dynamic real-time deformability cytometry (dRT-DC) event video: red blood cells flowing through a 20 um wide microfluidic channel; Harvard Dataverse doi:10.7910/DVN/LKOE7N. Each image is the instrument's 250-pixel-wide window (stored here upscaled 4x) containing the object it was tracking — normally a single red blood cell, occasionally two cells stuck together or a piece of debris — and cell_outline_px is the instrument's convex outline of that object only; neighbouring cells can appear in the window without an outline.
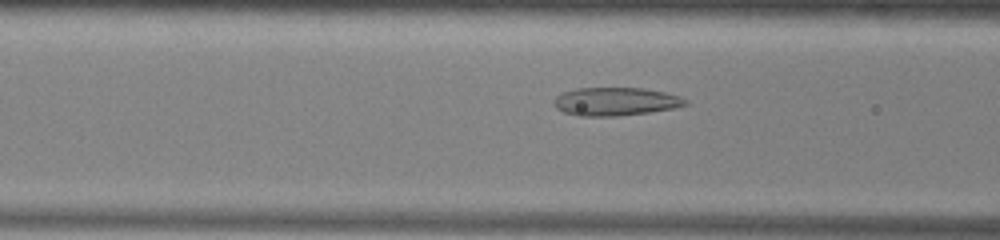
{"species": "common noctule bat (a hibernating species)", "species_latin": "Nyctalus noctula", "temperature_condition": "warm", "stored_images_in_passage": 26, "camera_frame_rate_fps": 3000, "um_per_image_px": 0.085, "animal": {"sex": "male", "body_mass_g": 13.0, "forearm_length_mm": 53.1}, "frame": {"image": 1, "passage_image": 4, "time_ms": 1.0, "image_size_px": [1000, 240], "cell_outline_px": [[688, 104], [672, 108], [648, 112], [616, 116], [576, 116], [564, 112], [556, 108], [552, 104], [552, 100], [556, 96], [564, 92], [576, 88], [644, 88], [664, 92], [680, 96], [688, 100]], "centroid_in_image_um": [52.28, 8.63], "position_along_channel_um": 114.3, "area_um2": 21.68}}
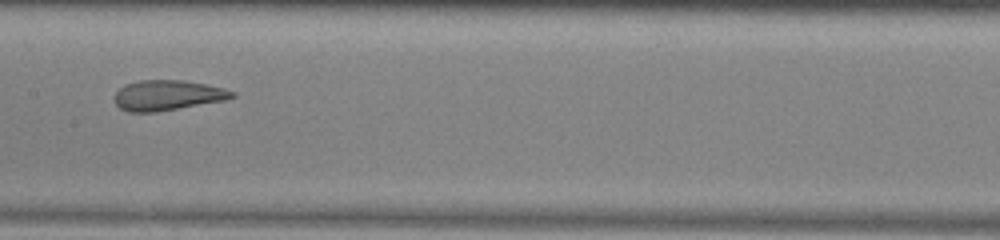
{"frame": {"image": 2, "passage_image": 10, "time_ms": 3.0, "image_size_px": [1000, 240], "cell_outline_px": [[236, 96], [224, 100], [156, 112], [128, 112], [120, 108], [116, 104], [116, 92], [124, 84], [140, 80], [184, 80], [224, 88], [236, 92]], "centroid_in_image_um": [14.24, 8.09], "position_along_channel_um": 193.2, "area_um2": 20.58}}
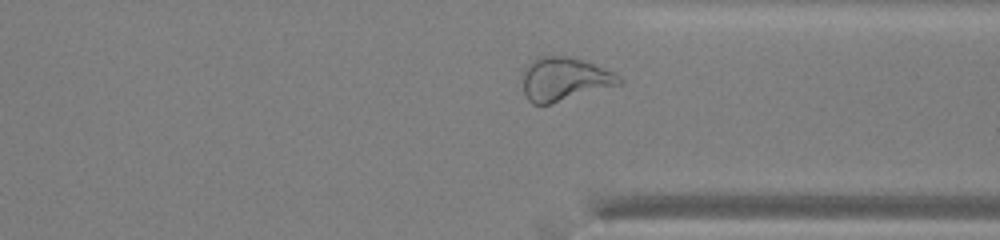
{"frame": {"image": 3, "passage_image": 23, "time_ms": 7.333, "image_size_px": [1000, 240], "cell_outline_px": [[624, 80], [620, 84], [552, 104], [532, 104], [524, 96], [524, 68], [536, 56], [564, 56], [584, 60], [616, 72]], "centroid_in_image_um": [47.99, 6.72], "position_along_channel_um": 363.4, "area_um2": 24.62}}